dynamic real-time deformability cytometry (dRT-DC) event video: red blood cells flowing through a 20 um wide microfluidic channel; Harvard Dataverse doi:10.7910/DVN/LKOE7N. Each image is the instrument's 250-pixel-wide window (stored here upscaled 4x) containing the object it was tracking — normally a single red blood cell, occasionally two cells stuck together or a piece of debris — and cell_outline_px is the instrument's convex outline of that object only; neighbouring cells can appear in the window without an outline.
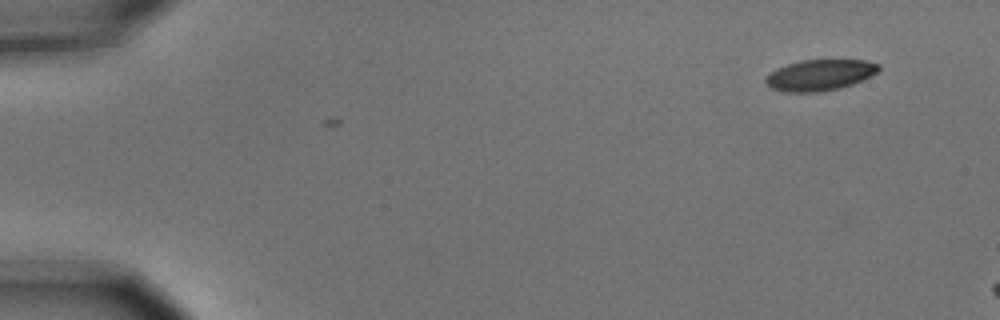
{"species": "common noctule bat (a hibernating species)", "species_latin": "Nyctalus noctula", "temperature_condition": "cold", "stored_images_in_passage": 3, "camera_frame_rate_fps": 3000, "um_per_image_px": 0.085, "animal": {"sex": "male", "body_mass_g": 15.6}, "frame": {"image": 1, "passage_image": 3, "time_ms": 0.667, "image_size_px": [1000, 320], "cell_outline_px": [[880, 68], [876, 72], [852, 84], [840, 88], [820, 92], [784, 92], [772, 88], [764, 80], [776, 68], [800, 60], [864, 60], [880, 64]], "centroid_in_image_um": [69.67, 6.38], "position_along_channel_um": 15.3, "area_um2": 20.17}}